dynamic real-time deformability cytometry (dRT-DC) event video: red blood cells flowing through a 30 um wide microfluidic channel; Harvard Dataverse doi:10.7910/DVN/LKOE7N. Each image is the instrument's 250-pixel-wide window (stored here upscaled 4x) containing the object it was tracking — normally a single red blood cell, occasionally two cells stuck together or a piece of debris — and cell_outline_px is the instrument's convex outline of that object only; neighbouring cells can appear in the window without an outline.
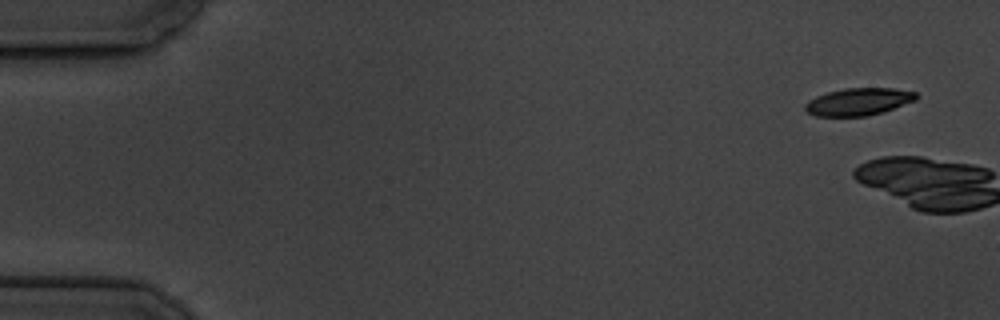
{"species": "common noctule bat (a hibernating species)", "species_latin": "Nyctalus noctula", "temperature_condition": "cold", "stored_images_in_passage": 2, "camera_frame_rate_fps": 3000, "um_per_image_px": 0.085, "animal": {"sex": "male", "body_mass_g": 19.5, "forearm_length_mm": 54.6}, "frame": {"image": 1, "passage_image": 1, "time_ms": 0.0, "image_size_px": [1000, 320], "cell_outline_px": [[916, 100], [884, 112], [868, 116], [816, 116], [808, 112], [804, 108], [804, 104], [808, 100], [816, 96], [828, 92], [844, 88], [892, 88], [916, 92]], "centroid_in_image_um": [72.96, 8.65], "position_along_channel_um": 12.0, "area_um2": 17.74}}